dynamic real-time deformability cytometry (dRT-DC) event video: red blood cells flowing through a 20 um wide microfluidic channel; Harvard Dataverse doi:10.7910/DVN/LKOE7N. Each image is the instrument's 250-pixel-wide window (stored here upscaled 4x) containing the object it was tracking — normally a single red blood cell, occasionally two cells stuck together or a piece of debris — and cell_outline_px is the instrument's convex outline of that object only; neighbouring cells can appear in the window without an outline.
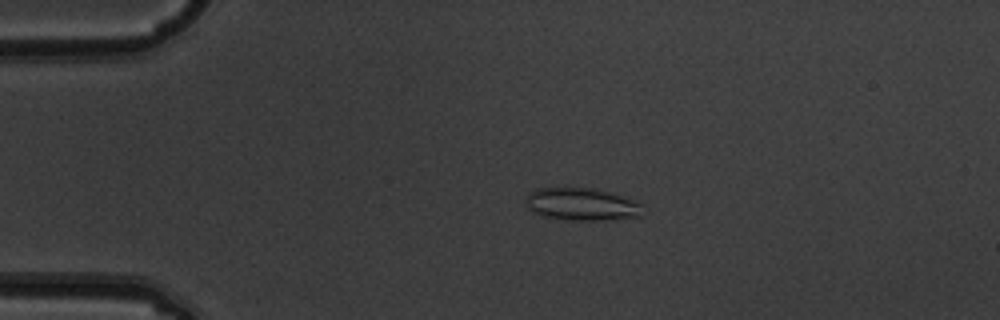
{"species": "common noctule bat (a hibernating species)", "species_latin": "Nyctalus noctula", "temperature_condition": "warm", "stored_images_in_passage": 5, "camera_frame_rate_fps": 3000, "um_per_image_px": 0.085, "animal": {"sex": "male", "body_mass_g": 19.5, "forearm_length_mm": 54.6}, "frame": {"image": 1, "passage_image": 4, "time_ms": 1.0, "image_size_px": [1000, 320], "cell_outline_px": [[640, 216], [600, 220], [572, 220], [544, 216], [532, 212], [528, 208], [524, 200], [524, 196], [528, 192], [536, 188], [592, 188], [608, 192], [636, 200], [640, 204]], "centroid_in_image_um": [49.35, 17.35], "position_along_channel_um": 35.6, "area_um2": 22.02}}